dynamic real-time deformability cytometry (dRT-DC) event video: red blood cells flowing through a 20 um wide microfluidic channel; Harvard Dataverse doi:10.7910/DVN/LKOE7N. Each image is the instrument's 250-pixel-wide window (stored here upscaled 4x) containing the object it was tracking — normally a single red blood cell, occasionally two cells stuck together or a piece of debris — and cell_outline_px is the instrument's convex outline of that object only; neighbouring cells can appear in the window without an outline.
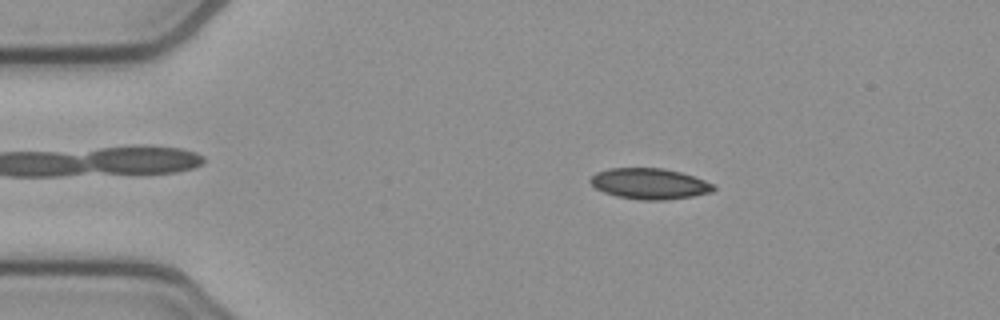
{"species": "common noctule bat (a hibernating species)", "species_latin": "Nyctalus noctula", "temperature_condition": "cold", "stored_images_in_passage": 37, "camera_frame_rate_fps": 3000, "um_per_image_px": 0.085, "animal": {"sex": "female", "body_mass_g": 21.9}, "frame": {"image": 1, "passage_image": 3, "time_ms": 0.667, "image_size_px": [1000, 320], "cell_outline_px": [[716, 188], [712, 192], [692, 196], [664, 200], [640, 200], [616, 196], [604, 192], [596, 188], [588, 180], [596, 172], [608, 168], [664, 168], [680, 172], [704, 180], [712, 184]], "centroid_in_image_um": [55.19, 15.61], "position_along_channel_um": 29.8, "area_um2": 22.08}}
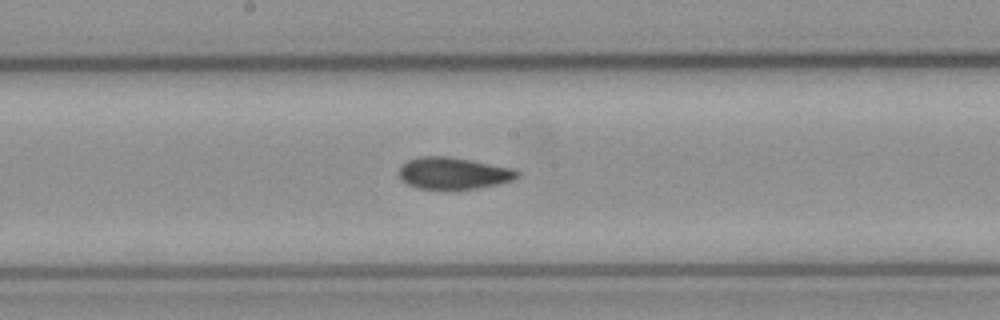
{"frame": {"image": 2, "passage_image": 21, "time_ms": 6.667, "image_size_px": [1000, 320], "cell_outline_px": [[520, 176], [512, 180], [500, 184], [476, 188], [416, 188], [408, 184], [400, 176], [400, 164], [408, 160], [420, 156], [448, 156], [472, 160], [512, 168], [520, 172]], "centroid_in_image_um": [38.57, 14.7], "position_along_channel_um": 209.6, "area_um2": 21.73}}
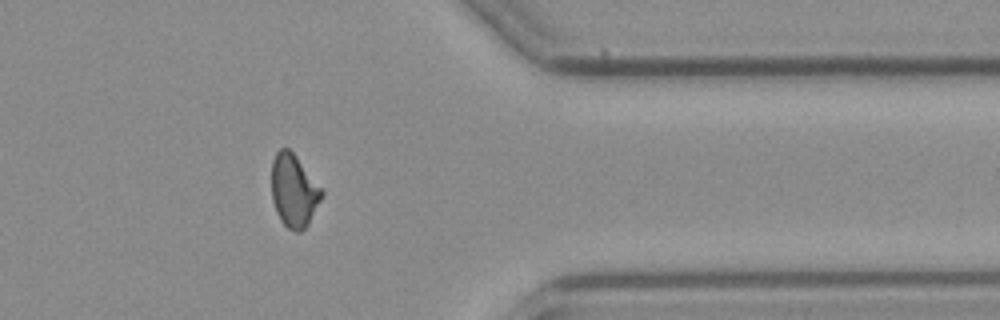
{"frame": {"image": 3, "passage_image": 36, "time_ms": 11.667, "image_size_px": [1000, 320], "cell_outline_px": [[324, 192], [308, 224], [300, 232], [296, 232], [288, 228], [280, 220], [276, 212], [272, 200], [272, 160], [276, 152], [280, 148], [288, 148], [296, 156], [324, 188]], "centroid_in_image_um": [24.98, 16.19], "position_along_channel_um": 386.4, "area_um2": 21.39}, "authors_computed_cell_mechanics": {"area_um2": 21.964, "velocity_mm_per_s": 3.8572, "shape_relaxation_time_tau1_ms": null, "shape_relaxation_time_tau2_ms": 2.8974, "deformation_change_tau1": null, "deformation_change_tau2": 0.0598}}